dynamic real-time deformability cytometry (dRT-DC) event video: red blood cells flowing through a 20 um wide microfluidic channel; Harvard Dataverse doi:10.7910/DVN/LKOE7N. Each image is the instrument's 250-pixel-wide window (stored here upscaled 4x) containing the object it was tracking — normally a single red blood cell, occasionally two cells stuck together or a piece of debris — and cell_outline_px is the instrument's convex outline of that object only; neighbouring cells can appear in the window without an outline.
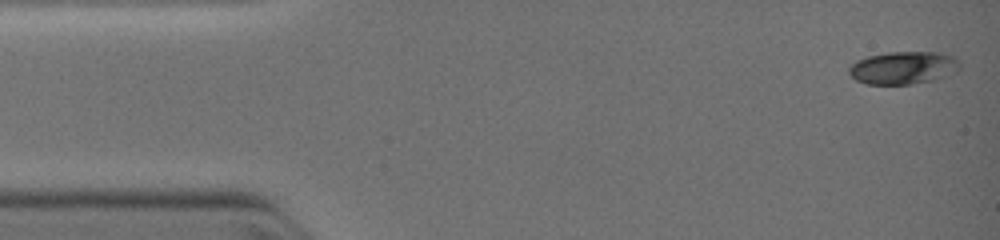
{"species": "common noctule bat (a hibernating species)", "species_latin": "Nyctalus noctula", "temperature_condition": "warm", "stored_images_in_passage": 4, "camera_frame_rate_fps": 3000, "um_per_image_px": 0.085, "animal": {"sex": "female", "body_mass_g": 19.0, "forearm_length_mm": 51.5}, "frame": {"image": 1, "passage_image": 1, "time_ms": 0.0, "image_size_px": [1000, 240], "cell_outline_px": [[960, 68], [936, 80], [912, 84], [868, 84], [856, 80], [848, 72], [848, 68], [856, 60], [868, 56], [888, 52], [940, 52], [952, 56], [960, 64]], "centroid_in_image_um": [76.75, 5.76], "position_along_channel_um": 8.2, "area_um2": 21.04}}
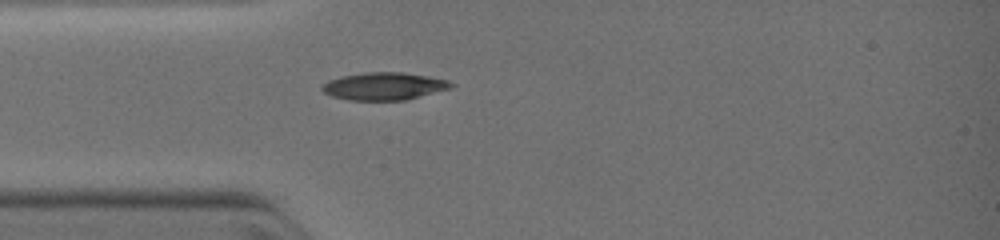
{"frame": {"image": 2, "passage_image": 4, "time_ms": 3.0, "image_size_px": [1000, 240], "cell_outline_px": [[456, 84], [452, 88], [404, 100], [348, 100], [332, 96], [324, 92], [320, 88], [328, 80], [344, 76], [368, 72], [404, 72], [448, 80]], "centroid_in_image_um": [32.67, 7.33], "position_along_channel_um": 52.3, "area_um2": 20.58}}